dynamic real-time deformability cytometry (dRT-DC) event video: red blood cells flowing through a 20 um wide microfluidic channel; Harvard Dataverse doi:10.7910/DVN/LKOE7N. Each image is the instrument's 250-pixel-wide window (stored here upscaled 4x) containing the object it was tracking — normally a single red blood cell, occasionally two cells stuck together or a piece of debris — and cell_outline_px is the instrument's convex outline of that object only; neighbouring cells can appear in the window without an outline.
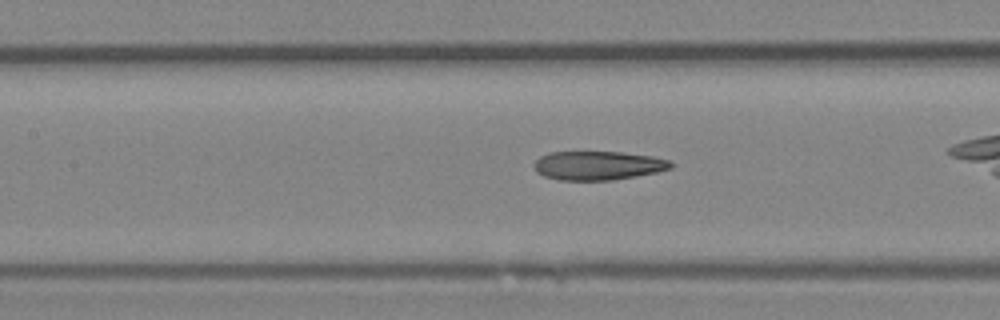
{"species": "Egyptian fruit bat (a non-hibernating species)", "species_latin": "Rousettus aegyptiacus", "temperature_condition": "room temperature", "stored_images_in_passage": 23, "camera_frame_rate_fps": 3000, "um_per_image_px": 0.085, "animal": {"sex": "female"}, "frame": {"image": 1, "passage_image": 7, "time_ms": 2.0, "image_size_px": [1000, 320], "cell_outline_px": [[672, 168], [656, 172], [636, 176], [612, 180], [560, 180], [544, 176], [536, 172], [532, 164], [540, 156], [548, 152], [620, 152], [652, 156], [672, 160]], "centroid_in_image_um": [50.82, 14.06], "position_along_channel_um": 156.6, "area_um2": 23.12}}
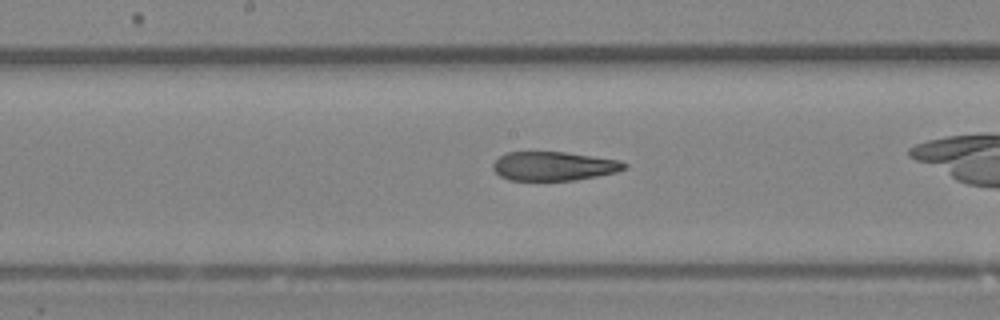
{"frame": {"image": 2, "passage_image": 10, "time_ms": 3.0, "image_size_px": [1000, 320], "cell_outline_px": [[628, 168], [616, 172], [576, 180], [508, 180], [500, 176], [492, 168], [492, 164], [500, 156], [508, 152], [564, 152], [620, 160], [628, 164]], "centroid_in_image_um": [47.08, 14.12], "position_along_channel_um": 201.1, "area_um2": 22.14}}